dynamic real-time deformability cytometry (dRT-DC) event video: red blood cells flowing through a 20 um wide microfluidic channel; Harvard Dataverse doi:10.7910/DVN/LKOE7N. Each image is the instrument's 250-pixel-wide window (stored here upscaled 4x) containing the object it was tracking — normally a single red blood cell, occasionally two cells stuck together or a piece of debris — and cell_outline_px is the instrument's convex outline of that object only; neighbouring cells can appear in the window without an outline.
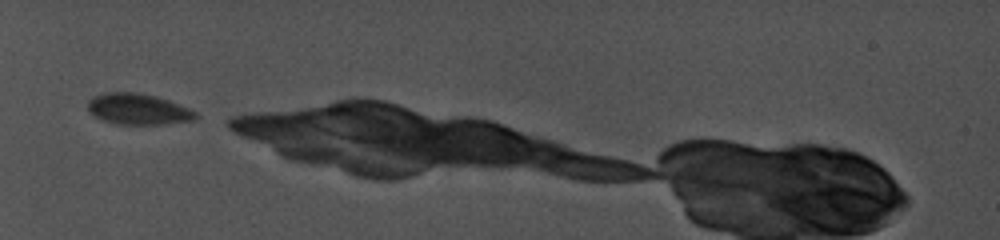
{"species": "common noctule bat (a hibernating species)", "species_latin": "Nyctalus noctula", "temperature_condition": "cold", "stored_images_in_passage": 22, "camera_frame_rate_fps": 5000, "um_per_image_px": 0.085, "animal": {"sex": "female", "body_mass_g": 19.0, "forearm_length_mm": 56.7}, "frame": {"image": 1, "passage_image": 1, "time_ms": 0.0, "image_size_px": [1000, 240], "cell_outline_px": [[200, 116], [192, 120], [160, 124], [120, 124], [104, 120], [96, 116], [88, 108], [88, 100], [92, 96], [104, 92], [136, 92], [156, 96], [168, 100], [188, 108], [196, 112]], "centroid_in_image_um": [11.73, 9.26], "position_along_channel_um": 73.3, "area_um2": 19.25}}